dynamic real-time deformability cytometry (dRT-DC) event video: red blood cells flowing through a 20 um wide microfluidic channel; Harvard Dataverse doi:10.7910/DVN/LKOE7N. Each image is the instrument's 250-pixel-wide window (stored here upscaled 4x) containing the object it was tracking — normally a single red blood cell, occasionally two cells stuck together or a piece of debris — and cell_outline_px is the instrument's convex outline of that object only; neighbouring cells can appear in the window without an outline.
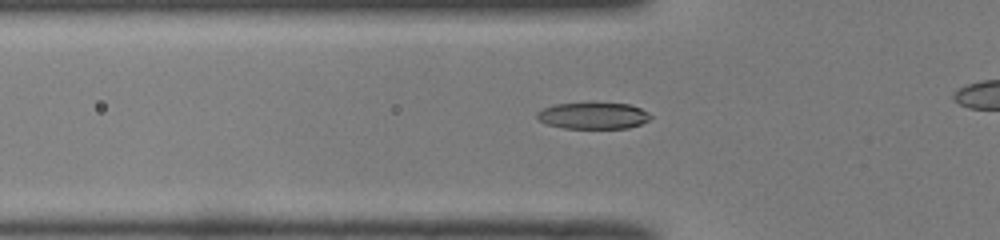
{"species": "common noctule bat (a hibernating species)", "species_latin": "Nyctalus noctula", "temperature_condition": "room temperature", "stored_images_in_passage": 36, "camera_frame_rate_fps": 3000, "um_per_image_px": 0.085, "animal": {"sex": "male", "body_mass_g": 19.0, "forearm_length_mm": 50.8}, "frame": {"image": 1, "passage_image": 12, "time_ms": 3.667, "image_size_px": [1000, 240], "cell_outline_px": [[652, 116], [648, 120], [640, 124], [628, 128], [564, 128], [548, 124], [540, 120], [536, 116], [536, 112], [552, 104], [628, 104], [640, 108], [648, 112]], "centroid_in_image_um": [50.42, 9.84], "position_along_channel_um": 75.4, "area_um2": 17.17}}
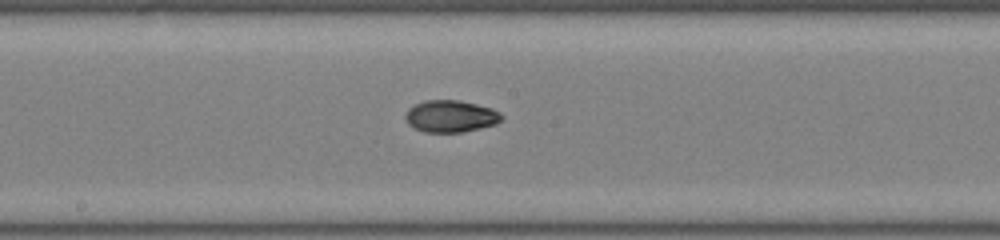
{"frame": {"image": 2, "passage_image": 22, "time_ms": 7.0, "image_size_px": [1000, 240], "cell_outline_px": [[504, 116], [496, 124], [464, 132], [424, 132], [412, 128], [408, 124], [404, 116], [408, 108], [424, 100], [460, 100], [492, 108], [500, 112]], "centroid_in_image_um": [38.29, 9.88], "position_along_channel_um": 209.9, "area_um2": 18.09}}
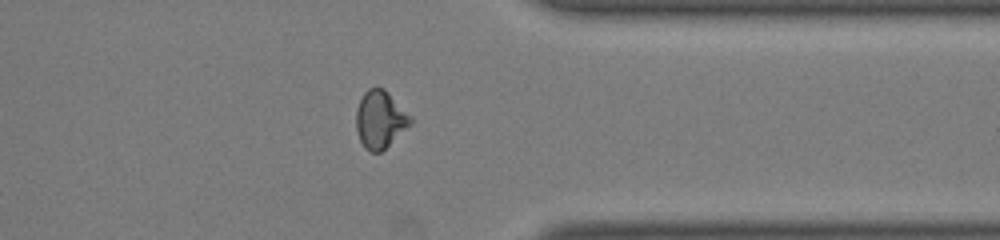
{"frame": {"image": 3, "passage_image": 35, "time_ms": 11.333, "image_size_px": [1000, 240], "cell_outline_px": [[412, 124], [380, 152], [372, 152], [364, 148], [360, 140], [356, 128], [356, 108], [364, 92], [368, 88], [384, 88], [412, 116]], "centroid_in_image_um": [32.31, 10.15], "position_along_channel_um": 379.1, "area_um2": 18.21}}